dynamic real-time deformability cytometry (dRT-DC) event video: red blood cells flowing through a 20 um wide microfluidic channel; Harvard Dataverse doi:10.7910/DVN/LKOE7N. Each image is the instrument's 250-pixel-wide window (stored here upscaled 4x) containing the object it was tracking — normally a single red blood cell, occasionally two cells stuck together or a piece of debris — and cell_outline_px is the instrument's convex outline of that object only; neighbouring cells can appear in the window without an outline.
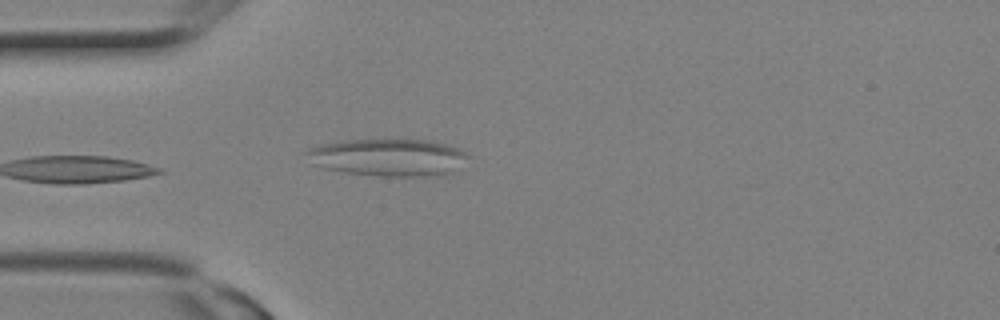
{"species": "Egyptian fruit bat (a non-hibernating species)", "species_latin": "Rousettus aegyptiacus", "temperature_condition": "room temperature", "stored_images_in_passage": 6, "camera_frame_rate_fps": 3000, "um_per_image_px": 0.085, "animal": {"sex": "female"}, "frame": {"image": 1, "passage_image": 6, "time_ms": 1.667, "image_size_px": [1000, 320], "cell_outline_px": [[468, 156], [444, 176], [376, 176], [344, 172], [324, 168], [312, 164], [304, 152], [320, 144], [344, 140], [428, 140], [460, 148]], "centroid_in_image_um": [32.93, 13.38], "position_along_channel_um": 52.1, "area_um2": 34.8}}